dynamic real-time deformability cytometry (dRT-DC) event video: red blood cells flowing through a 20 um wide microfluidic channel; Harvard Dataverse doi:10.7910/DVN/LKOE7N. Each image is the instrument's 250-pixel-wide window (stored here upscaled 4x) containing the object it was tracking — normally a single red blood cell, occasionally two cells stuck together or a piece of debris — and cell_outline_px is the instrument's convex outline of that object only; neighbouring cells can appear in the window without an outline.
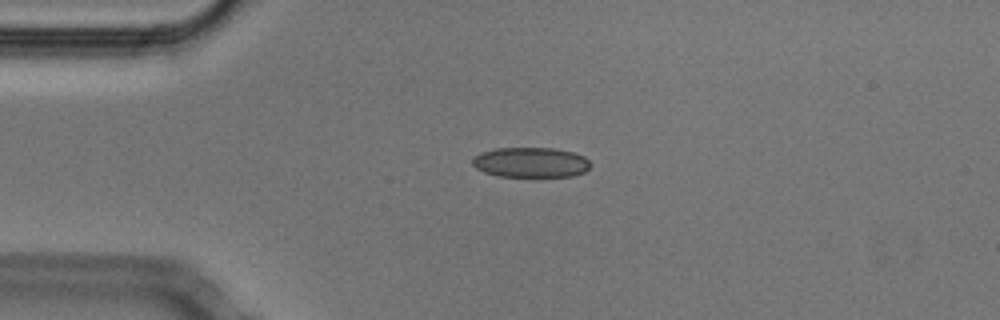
{"species": "Egyptian fruit bat (a non-hibernating species)", "species_latin": "Rousettus aegyptiacus", "temperature_condition": "cold", "stored_images_in_passage": 41, "camera_frame_rate_fps": 3000, "um_per_image_px": 0.085, "animal": {"sex": "male"}, "frame": {"image": 1, "passage_image": 1, "time_ms": 0.0, "image_size_px": [1000, 320], "cell_outline_px": [[588, 168], [584, 172], [572, 176], [500, 176], [484, 172], [476, 168], [472, 164], [472, 160], [480, 152], [496, 148], [556, 148], [572, 152], [584, 156], [588, 160]], "centroid_in_image_um": [45.09, 13.79], "position_along_channel_um": 39.9, "area_um2": 20.52}}
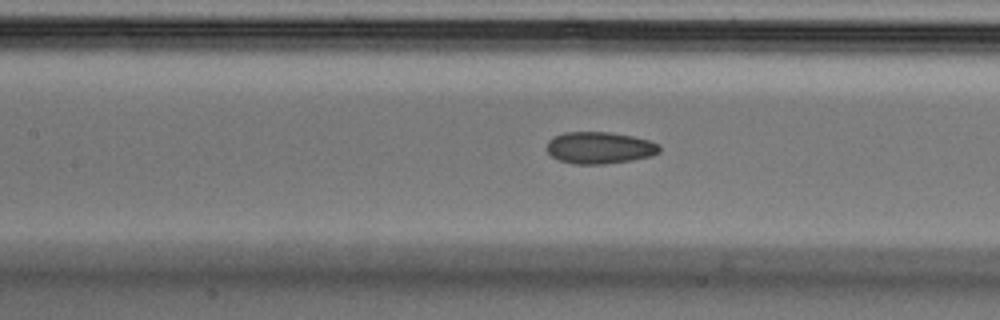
{"frame": {"image": 2, "passage_image": 12, "time_ms": 3.667, "image_size_px": [1000, 320], "cell_outline_px": [[660, 152], [652, 156], [632, 160], [604, 164], [572, 164], [560, 160], [552, 156], [548, 152], [548, 140], [552, 136], [564, 132], [608, 132], [632, 136], [648, 140], [660, 144]], "centroid_in_image_um": [50.97, 12.56], "position_along_channel_um": 156.4, "area_um2": 20.98}}
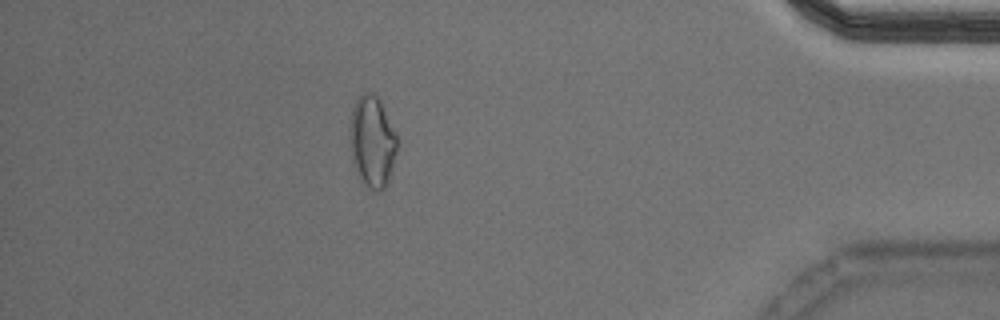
{"frame": {"image": 3, "passage_image": 35, "time_ms": 11.333, "image_size_px": [1000, 320], "cell_outline_px": [[400, 140], [392, 172], [384, 188], [380, 192], [376, 192], [364, 184], [360, 180], [352, 164], [348, 136], [348, 128], [352, 108], [356, 100], [364, 92], [372, 92], [380, 100]], "centroid_in_image_um": [31.63, 12.05], "position_along_channel_um": 403.6, "area_um2": 26.13}, "authors_computed_cell_mechanics": {"area_um2": 21.2126, "velocity_mm_per_s": 3.8232, "shape_relaxation_time_tau1_ms": 6.1742, "shape_relaxation_time_tau2_ms": 3.4716, "deformation_change_tau1": 0.1257, "deformation_change_tau2": 0.0852}}